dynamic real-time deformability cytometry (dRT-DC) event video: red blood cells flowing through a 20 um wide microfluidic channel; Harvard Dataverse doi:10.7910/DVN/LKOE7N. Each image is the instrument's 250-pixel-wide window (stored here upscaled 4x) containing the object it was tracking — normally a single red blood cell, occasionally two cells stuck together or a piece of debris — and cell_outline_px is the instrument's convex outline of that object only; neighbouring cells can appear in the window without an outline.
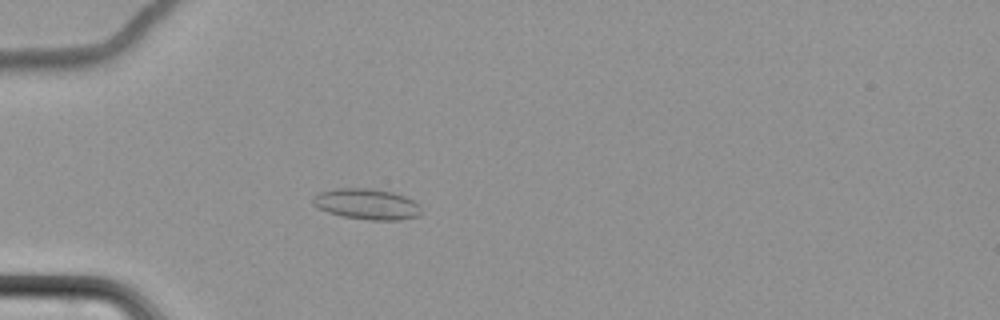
{"species": "common noctule bat (a hibernating species)", "species_latin": "Nyctalus noctula", "temperature_condition": "cold", "stored_images_in_passage": 66, "camera_frame_rate_fps": 3000, "um_per_image_px": 0.085, "animal": {"sex": "female", "body_mass_g": 22.7, "forearm_length_mm": 54.2}, "frame": {"image": 1, "passage_image": 24, "time_ms": 7.667, "image_size_px": [1000, 320], "cell_outline_px": [[424, 212], [420, 216], [400, 220], [368, 220], [344, 216], [328, 212], [316, 208], [312, 204], [312, 200], [320, 192], [336, 188], [372, 188], [392, 192], [404, 196], [420, 204]], "centroid_in_image_um": [31.23, 17.35], "position_along_channel_um": 53.8, "area_um2": 19.65}}
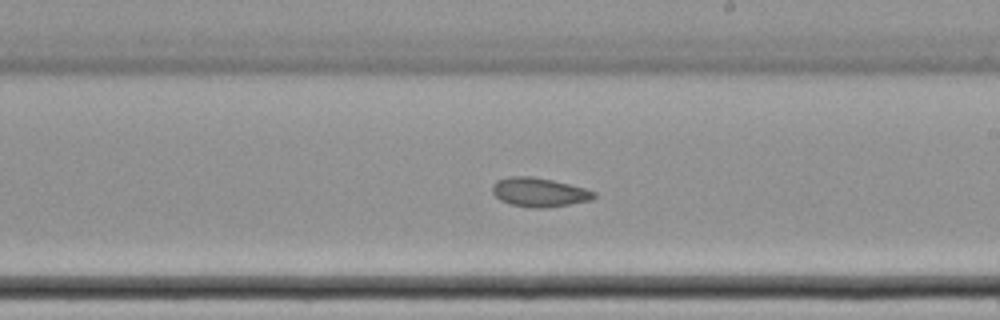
{"frame": {"image": 2, "passage_image": 42, "time_ms": 13.667, "image_size_px": [1000, 320], "cell_outline_px": [[596, 196], [592, 200], [544, 208], [532, 208], [512, 204], [500, 200], [492, 192], [492, 184], [496, 180], [508, 176], [532, 176], [552, 180], [584, 188], [596, 192]], "centroid_in_image_um": [45.81, 16.33], "position_along_channel_um": 243.2, "area_um2": 17.17}}
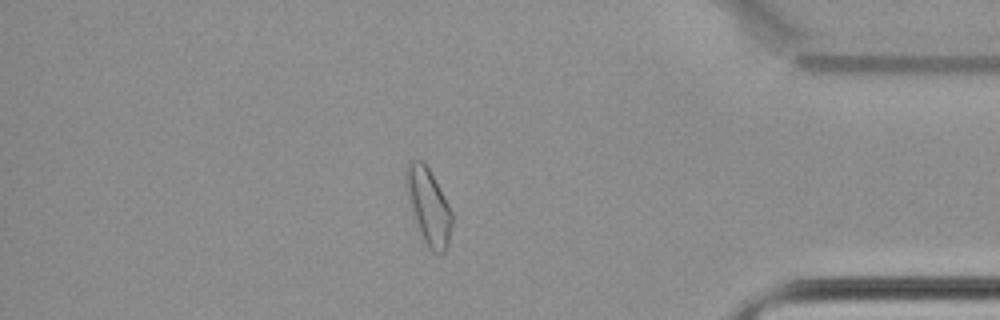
{"frame": {"image": 3, "passage_image": 58, "time_ms": 19.0, "image_size_px": [1000, 320], "cell_outline_px": [[452, 224], [448, 244], [444, 252], [432, 252], [424, 240], [404, 180], [404, 172], [408, 164], [412, 160], [424, 160], [448, 204], [452, 212]], "centroid_in_image_um": [36.45, 17.48], "position_along_channel_um": 398.7, "area_um2": 19.36}, "authors_computed_cell_mechanics": {"area_um2": 19.2185, "velocity_mm_per_s": 3.4611, "shape_relaxation_time_tau1_ms": null, "shape_relaxation_time_tau2_ms": 4.504, "deformation_change_tau1": null, "deformation_change_tau2": 0.0758}}